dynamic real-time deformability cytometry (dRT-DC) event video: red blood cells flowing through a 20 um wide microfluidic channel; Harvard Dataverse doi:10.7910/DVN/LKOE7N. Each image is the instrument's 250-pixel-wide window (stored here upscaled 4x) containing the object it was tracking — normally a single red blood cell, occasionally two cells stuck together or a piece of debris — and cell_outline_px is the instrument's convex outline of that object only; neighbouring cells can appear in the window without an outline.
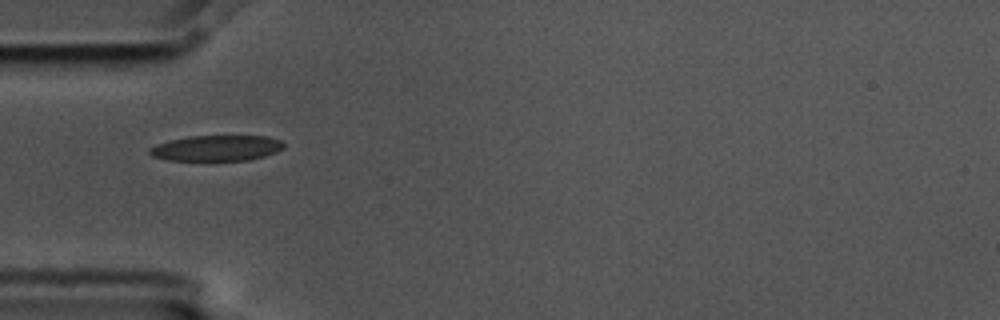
{"species": "common noctule bat (a hibernating species)", "species_latin": "Nyctalus noctula", "temperature_condition": "cold", "stored_images_in_passage": 5, "camera_frame_rate_fps": 3000, "um_per_image_px": 0.085, "animal": {"sex": "male", "body_mass_g": 17.5, "forearm_length_mm": 52.3}, "frame": {"image": 1, "passage_image": 3, "time_ms": 0.667, "image_size_px": [1000, 320], "cell_outline_px": [[284, 148], [276, 152], [264, 156], [248, 160], [168, 160], [152, 156], [148, 152], [148, 148], [156, 144], [168, 140], [188, 136], [268, 136], [280, 140], [284, 144]], "centroid_in_image_um": [18.38, 12.58], "position_along_channel_um": 66.6, "area_um2": 20.11}}